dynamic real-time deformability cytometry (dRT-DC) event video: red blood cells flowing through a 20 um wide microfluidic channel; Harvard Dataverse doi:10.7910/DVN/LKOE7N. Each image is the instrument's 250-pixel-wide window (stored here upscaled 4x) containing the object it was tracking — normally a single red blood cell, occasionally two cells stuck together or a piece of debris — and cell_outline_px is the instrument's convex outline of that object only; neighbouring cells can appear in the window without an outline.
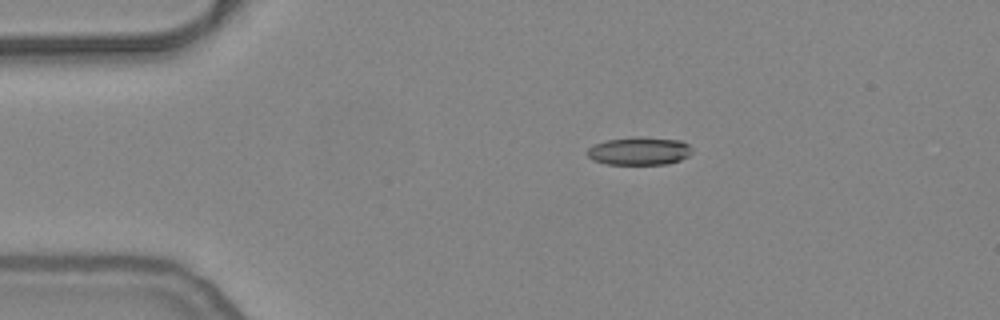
{"species": "common noctule bat (a hibernating species)", "species_latin": "Nyctalus noctula", "temperature_condition": "warm", "stored_images_in_passage": 45, "camera_frame_rate_fps": 3000, "um_per_image_px": 0.085, "animal": {"sex": "female", "body_mass_g": 24.6, "forearm_length_mm": 56.2}, "frame": {"image": 1, "passage_image": 1, "time_ms": 0.0, "image_size_px": [1000, 320], "cell_outline_px": [[692, 152], [688, 156], [680, 160], [668, 164], [608, 164], [592, 160], [588, 156], [588, 148], [596, 144], [608, 140], [632, 136], [636, 136], [680, 140], [688, 144], [692, 148]], "centroid_in_image_um": [54.36, 12.83], "position_along_channel_um": 30.6, "area_um2": 17.11}}
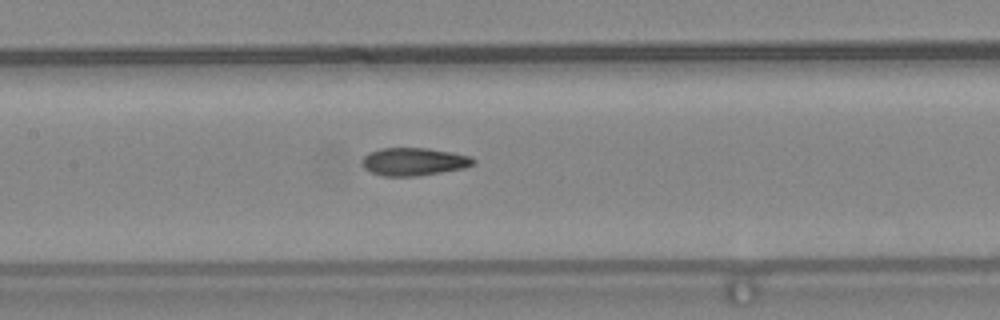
{"frame": {"image": 2, "passage_image": 16, "time_ms": 5.0, "image_size_px": [1000, 320], "cell_outline_px": [[476, 164], [464, 168], [416, 176], [384, 176], [372, 172], [364, 168], [360, 160], [368, 152], [380, 148], [428, 148], [452, 152], [472, 156], [476, 160]], "centroid_in_image_um": [35.19, 13.73], "position_along_channel_um": 172.2, "area_um2": 18.21}}
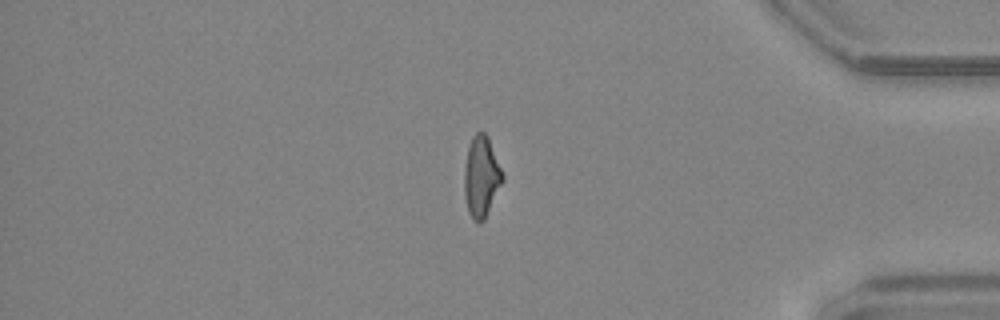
{"frame": {"image": 3, "passage_image": 36, "time_ms": 11.667, "image_size_px": [1000, 320], "cell_outline_px": [[504, 180], [484, 220], [480, 224], [472, 220], [468, 212], [464, 192], [464, 172], [468, 148], [472, 136], [476, 132], [484, 132], [488, 136], [504, 172]], "centroid_in_image_um": [40.93, 15.03], "position_along_channel_um": 394.3, "area_um2": 18.32}, "authors_computed_cell_mechanics": {"area_um2": 17.8602, "velocity_mm_per_s": 3.8165, "shape_relaxation_time_tau1_ms": null, "shape_relaxation_time_tau2_ms": 2.1734, "deformation_change_tau1": null, "deformation_change_tau2": 0.0979}}